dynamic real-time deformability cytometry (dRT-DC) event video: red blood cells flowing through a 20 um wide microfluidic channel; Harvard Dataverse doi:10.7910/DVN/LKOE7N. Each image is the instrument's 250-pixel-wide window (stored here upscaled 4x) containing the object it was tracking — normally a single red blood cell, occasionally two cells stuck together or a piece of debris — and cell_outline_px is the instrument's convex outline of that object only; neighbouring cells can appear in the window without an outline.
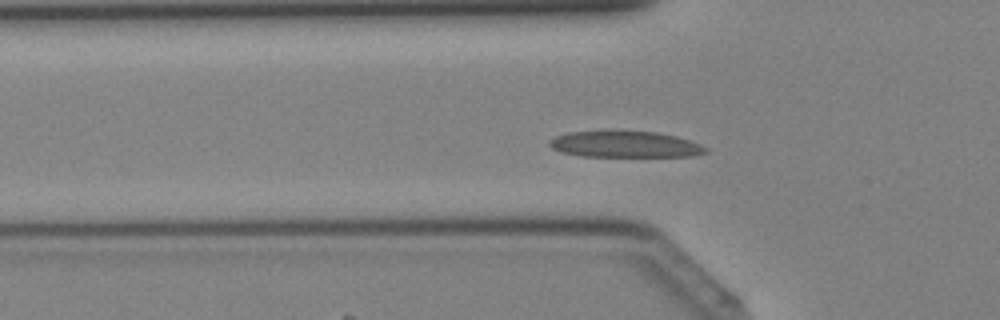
{"species": "Egyptian fruit bat (a non-hibernating species)", "species_latin": "Rousettus aegyptiacus", "temperature_condition": "cold", "stored_images_in_passage": 35, "camera_frame_rate_fps": 3000, "um_per_image_px": 0.085, "animal": {"sex": "female"}, "frame": {"image": 1, "passage_image": 8, "time_ms": 2.333, "image_size_px": [1000, 320], "cell_outline_px": [[708, 152], [692, 156], [580, 156], [560, 152], [552, 148], [548, 144], [548, 140], [556, 136], [568, 132], [608, 128], [612, 128], [656, 132], [676, 136], [700, 144], [708, 148]], "centroid_in_image_um": [53.05, 12.22], "position_along_channel_um": 72.7, "area_um2": 24.91}}
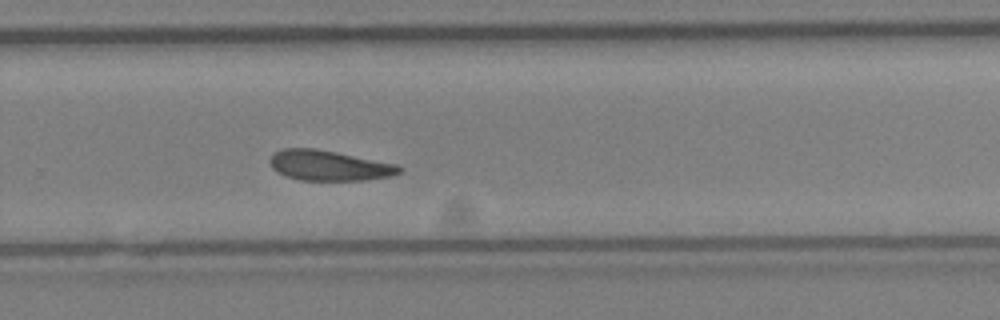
{"frame": {"image": 2, "passage_image": 22, "time_ms": 7.0, "image_size_px": [1000, 320], "cell_outline_px": [[404, 168], [400, 172], [392, 176], [368, 180], [300, 180], [284, 176], [272, 168], [268, 160], [276, 152], [284, 148], [312, 148], [336, 152], [400, 164]], "centroid_in_image_um": [28.02, 14.07], "position_along_channel_um": 301.8, "area_um2": 23.0}}
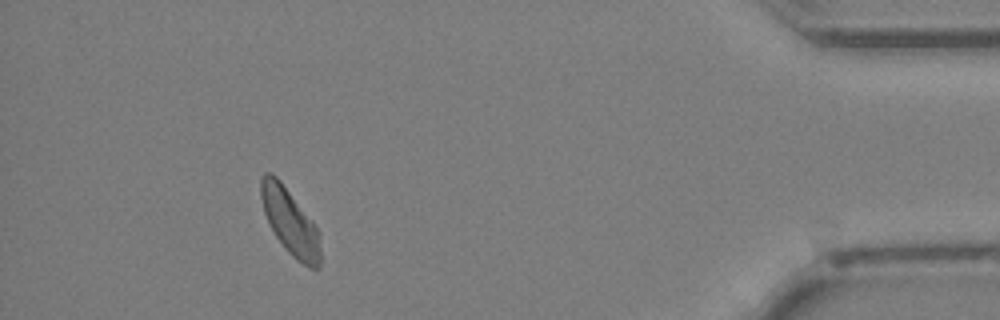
{"frame": {"image": 3, "passage_image": 32, "time_ms": 10.333, "image_size_px": [1000, 320], "cell_outline_px": [[320, 268], [312, 268], [296, 260], [288, 252], [276, 236], [264, 212], [260, 196], [260, 180], [264, 172], [272, 172], [280, 180], [312, 220], [320, 236]], "centroid_in_image_um": [24.65, 18.83], "position_along_channel_um": 410.6, "area_um2": 22.66}}